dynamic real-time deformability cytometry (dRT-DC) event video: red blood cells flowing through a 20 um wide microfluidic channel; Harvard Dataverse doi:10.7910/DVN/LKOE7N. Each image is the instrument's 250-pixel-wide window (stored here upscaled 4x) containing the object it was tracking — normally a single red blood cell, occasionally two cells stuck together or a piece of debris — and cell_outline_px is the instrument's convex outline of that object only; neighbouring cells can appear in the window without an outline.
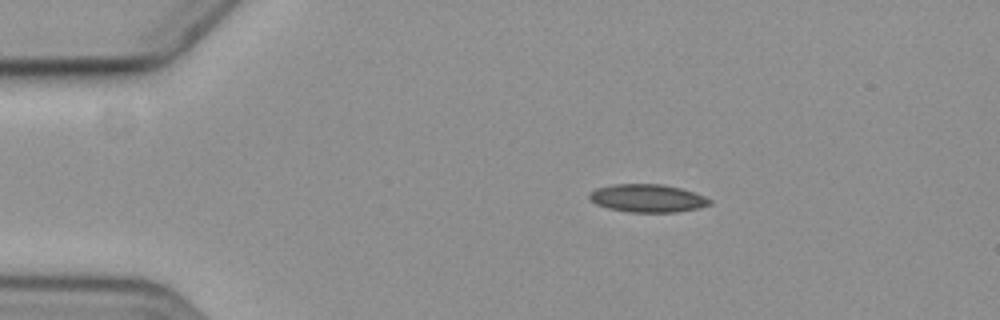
{"species": "common noctule bat (a hibernating species)", "species_latin": "Nyctalus noctula", "temperature_condition": "cold", "stored_images_in_passage": 2, "camera_frame_rate_fps": 3000, "um_per_image_px": 0.085, "animal": {"sex": "female", "body_mass_g": 19.3, "forearm_length_mm": 54.1}, "frame": {"image": 1, "passage_image": 1, "time_ms": 0.0, "image_size_px": [1000, 320], "cell_outline_px": [[712, 204], [696, 208], [676, 212], [628, 212], [608, 208], [596, 204], [588, 196], [596, 188], [616, 184], [660, 184], [680, 188], [704, 196], [712, 200]], "centroid_in_image_um": [55.04, 16.85], "position_along_channel_um": 30.0, "area_um2": 19.36}}